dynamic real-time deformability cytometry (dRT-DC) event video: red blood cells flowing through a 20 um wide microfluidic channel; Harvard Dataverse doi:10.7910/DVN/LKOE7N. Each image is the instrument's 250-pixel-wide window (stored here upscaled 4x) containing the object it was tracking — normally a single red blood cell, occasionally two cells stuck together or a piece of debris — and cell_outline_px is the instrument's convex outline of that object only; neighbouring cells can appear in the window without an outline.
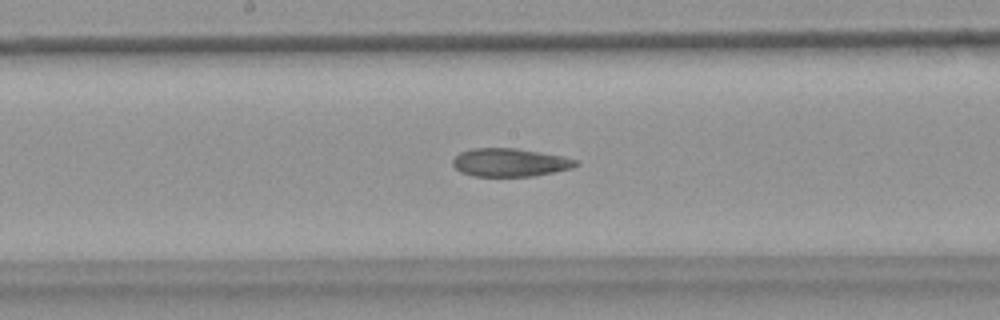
{"species": "common noctule bat (a hibernating species)", "species_latin": "Nyctalus noctula", "temperature_condition": "warm", "stored_images_in_passage": 52, "camera_frame_rate_fps": 3000, "um_per_image_px": 0.085, "animal": {"sex": "female", "body_mass_g": 18.4}, "frame": {"image": 1, "passage_image": 27, "time_ms": 8.667, "image_size_px": [1000, 320], "cell_outline_px": [[576, 164], [572, 168], [532, 176], [472, 176], [460, 172], [452, 164], [452, 160], [460, 152], [472, 148], [516, 148], [560, 156], [576, 160]], "centroid_in_image_um": [43.26, 13.81], "position_along_channel_um": 204.9, "area_um2": 19.94}}
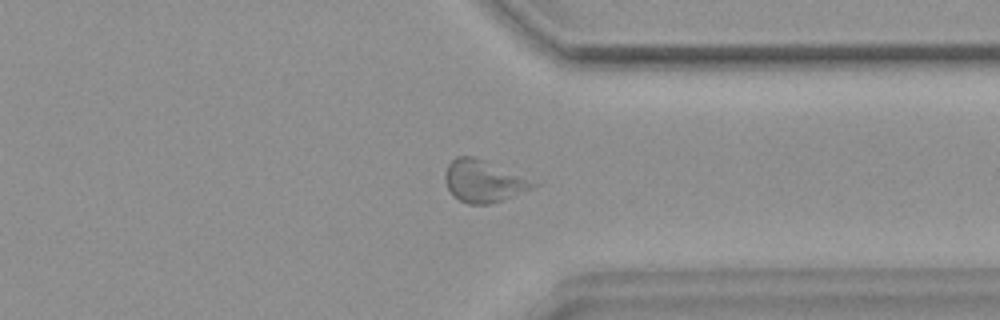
{"frame": {"image": 2, "passage_image": 40, "time_ms": 13.0, "image_size_px": [1000, 320], "cell_outline_px": [[544, 180], [540, 184], [532, 188], [512, 196], [488, 204], [468, 204], [452, 196], [444, 180], [444, 172], [448, 164], [456, 156], [472, 156]], "centroid_in_image_um": [41.2, 15.37], "position_along_channel_um": 370.2, "area_um2": 22.37}}
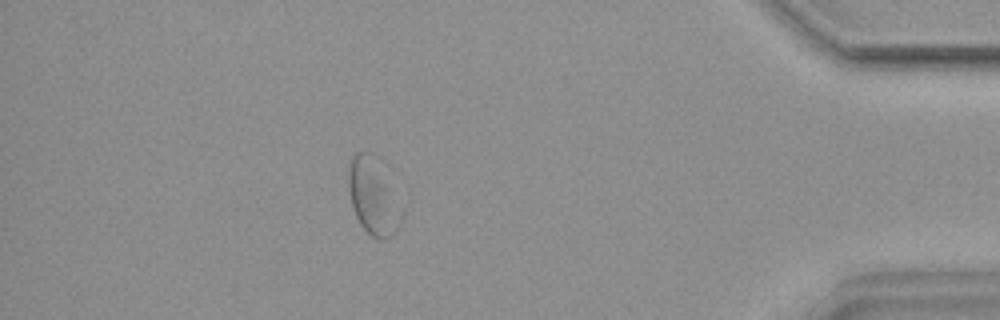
{"frame": {"image": 3, "passage_image": 46, "time_ms": 15.0, "image_size_px": [1000, 320], "cell_outline_px": [[400, 224], [396, 232], [392, 236], [384, 240], [380, 240], [372, 236], [360, 224], [356, 216], [352, 204], [348, 188], [348, 172], [352, 156], [356, 152], [372, 152], [380, 156], [384, 160], [400, 216]], "centroid_in_image_um": [31.7, 16.61], "position_along_channel_um": 403.5, "area_um2": 23.87}, "authors_computed_cell_mechanics": {"area_um2": 21.8195, "velocity_mm_per_s": 3.8367, "shape_relaxation_time_tau1_ms": null, "shape_relaxation_time_tau2_ms": 4.0862, "deformation_change_tau1": null, "deformation_change_tau2": 0.113}}